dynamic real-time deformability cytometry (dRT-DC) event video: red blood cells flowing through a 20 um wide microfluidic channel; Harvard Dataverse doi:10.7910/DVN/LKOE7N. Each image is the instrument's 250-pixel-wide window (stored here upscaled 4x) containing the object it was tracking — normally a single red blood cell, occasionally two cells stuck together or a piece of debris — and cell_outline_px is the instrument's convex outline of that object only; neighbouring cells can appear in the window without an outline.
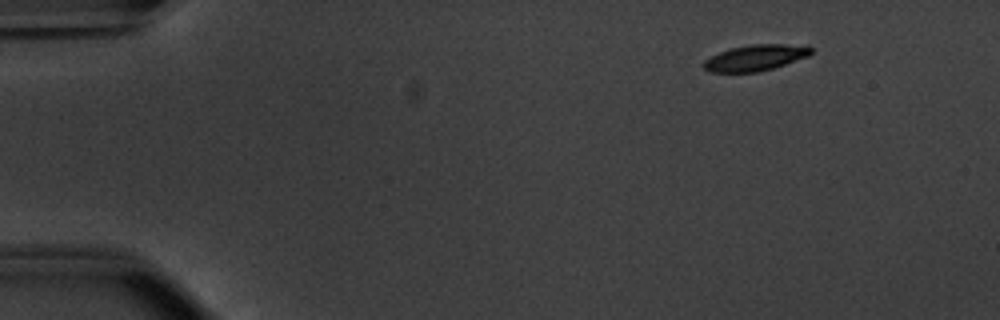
{"species": "common noctule bat (a hibernating species)", "species_latin": "Nyctalus noctula", "temperature_condition": "warm", "stored_images_in_passage": 48, "camera_frame_rate_fps": 3000, "um_per_image_px": 0.085, "animal": {"sex": "male", "body_mass_g": 20.1, "forearm_length_mm": 53.5}, "frame": {"image": 1, "passage_image": 1, "time_ms": 0.0, "image_size_px": [1000, 320], "cell_outline_px": [[812, 52], [808, 56], [772, 68], [756, 72], [712, 72], [704, 68], [704, 60], [720, 52], [732, 48], [752, 44], [784, 44], [812, 48]], "centroid_in_image_um": [64.18, 4.91], "position_along_channel_um": 20.8, "area_um2": 15.78}}
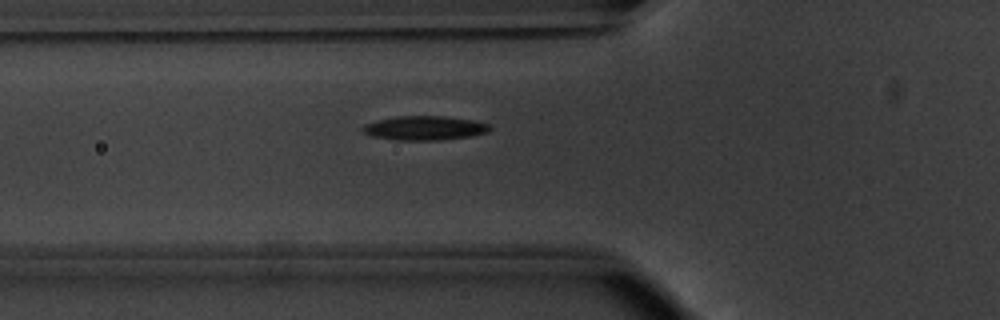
{"frame": {"image": 2, "passage_image": 14, "time_ms": 4.333, "image_size_px": [1000, 320], "cell_outline_px": [[492, 128], [488, 132], [472, 136], [440, 140], [392, 140], [372, 136], [364, 132], [360, 128], [364, 124], [396, 116], [444, 116], [472, 120], [492, 124]], "centroid_in_image_um": [36.12, 10.89], "position_along_channel_um": 89.7, "area_um2": 18.03}}
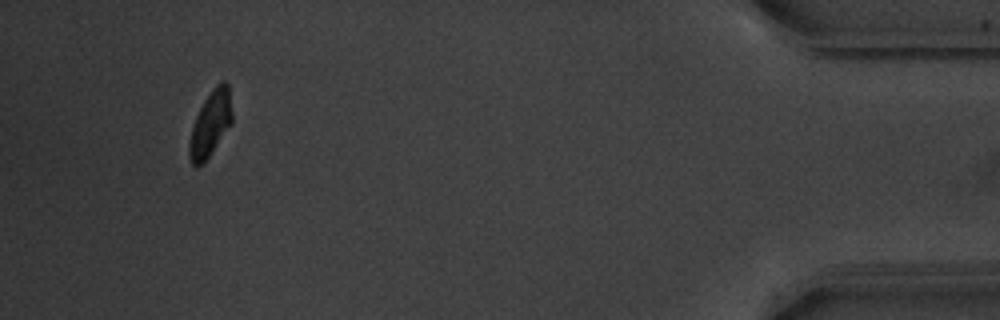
{"frame": {"image": 3, "passage_image": 45, "time_ms": 14.667, "image_size_px": [1000, 320], "cell_outline_px": [[232, 124], [204, 164], [196, 168], [192, 164], [188, 156], [188, 144], [192, 128], [196, 116], [204, 100], [212, 88], [220, 80], [224, 80], [228, 84], [232, 112]], "centroid_in_image_um": [17.89, 10.55], "position_along_channel_um": 417.3, "area_um2": 16.65}, "authors_computed_cell_mechanics": {"area_um2": 17.1955, "velocity_mm_per_s": 3.7939, "shape_relaxation_time_tau1_ms": 2.275, "shape_relaxation_time_tau2_ms": null, "deformation_change_tau1": 0.1506, "deformation_change_tau2": null}}